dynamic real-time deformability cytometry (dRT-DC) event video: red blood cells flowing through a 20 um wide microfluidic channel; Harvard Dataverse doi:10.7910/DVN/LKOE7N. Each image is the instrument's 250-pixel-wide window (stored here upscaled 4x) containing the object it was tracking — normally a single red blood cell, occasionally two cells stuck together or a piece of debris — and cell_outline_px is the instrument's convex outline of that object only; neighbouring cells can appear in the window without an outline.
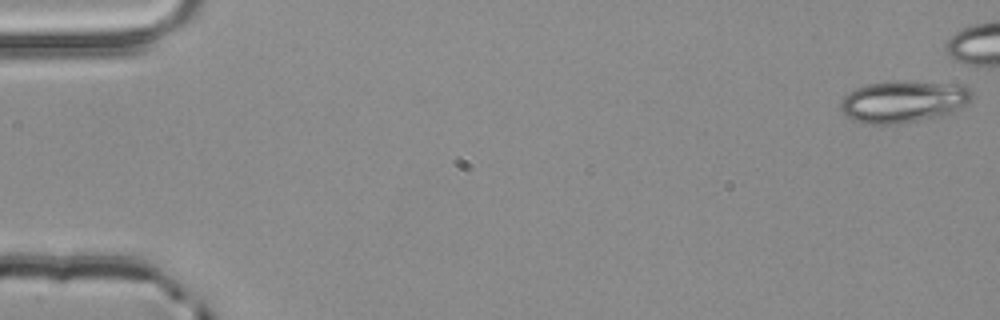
{"species": "common noctule bat (a hibernating species)", "species_latin": "Nyctalus noctula", "temperature_condition": "room temperature", "stored_images_in_passage": 5, "camera_frame_rate_fps": 3000, "um_per_image_px": 0.085, "animal": {"sex": "male", "body_mass_g": 20.4}, "frame": {"image": 1, "passage_image": 1, "time_ms": 0.0, "image_size_px": [1000, 320], "cell_outline_px": [[972, 96], [964, 104], [952, 112], [940, 116], [896, 124], [868, 124], [852, 120], [844, 116], [840, 108], [840, 100], [848, 92], [856, 88], [868, 84], [892, 80], [940, 84], [968, 88], [972, 92]], "centroid_in_image_um": [76.65, 8.65], "position_along_channel_um": 8.3, "area_um2": 31.56}}